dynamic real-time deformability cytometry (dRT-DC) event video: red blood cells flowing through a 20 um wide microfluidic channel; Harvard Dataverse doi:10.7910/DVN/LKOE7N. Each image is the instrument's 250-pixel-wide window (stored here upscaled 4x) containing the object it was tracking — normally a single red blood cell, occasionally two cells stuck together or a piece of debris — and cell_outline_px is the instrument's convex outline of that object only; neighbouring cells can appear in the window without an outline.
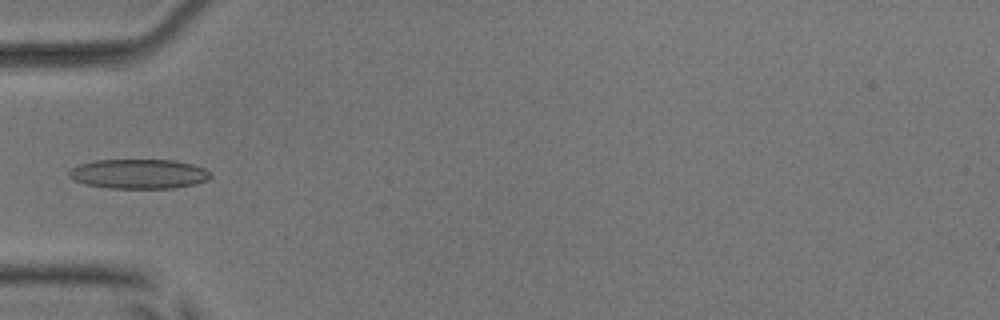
{"species": "common noctule bat (a hibernating species)", "species_latin": "Nyctalus noctula", "temperature_condition": "room temperature", "stored_images_in_passage": 5, "camera_frame_rate_fps": 3000, "um_per_image_px": 0.085, "animal": {"sex": "male", "body_mass_g": 17.9, "forearm_length_mm": 54.2}, "frame": {"image": 1, "passage_image": 5, "time_ms": 4.667, "image_size_px": [1000, 320], "cell_outline_px": [[212, 176], [208, 180], [196, 184], [172, 188], [108, 188], [84, 184], [72, 180], [68, 176], [68, 172], [72, 168], [80, 164], [96, 160], [176, 160], [192, 164], [204, 168]], "centroid_in_image_um": [11.78, 14.78], "position_along_channel_um": 73.2, "area_um2": 24.51}}